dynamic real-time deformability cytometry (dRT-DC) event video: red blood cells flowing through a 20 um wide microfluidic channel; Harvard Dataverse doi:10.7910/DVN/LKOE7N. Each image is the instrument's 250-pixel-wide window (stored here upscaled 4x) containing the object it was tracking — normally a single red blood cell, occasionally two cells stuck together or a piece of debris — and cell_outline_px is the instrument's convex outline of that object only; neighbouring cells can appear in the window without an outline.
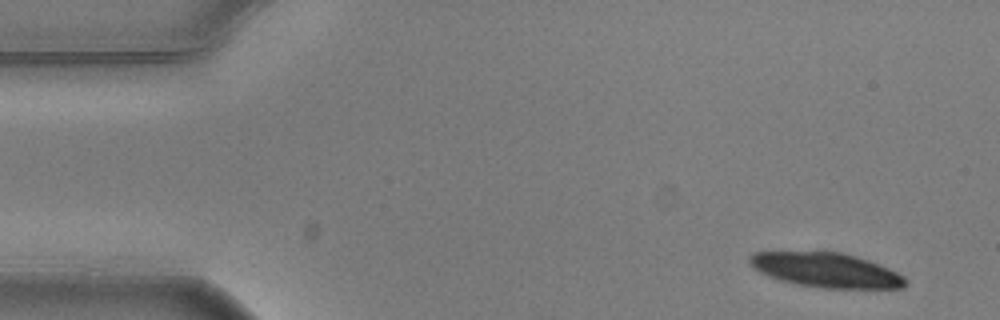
{"species": "common noctule bat (a hibernating species)", "species_latin": "Nyctalus noctula", "temperature_condition": "warm", "stored_images_in_passage": 5, "segment_of_instrument_passage": [2, 2], "camera_frame_rate_fps": 3000, "um_per_image_px": 0.085, "animal": {"sex": "male", "body_mass_g": 20.5, "forearm_length_mm": 52.5}, "frame": {"image": 1, "passage_image": 5, "time_ms": 1.333, "image_size_px": [1000, 320], "cell_outline_px": [[908, 284], [904, 288], [824, 288], [796, 284], [780, 280], [768, 276], [752, 268], [748, 260], [748, 256], [756, 252], [840, 252], [856, 256], [868, 260], [888, 268], [904, 276], [908, 280]], "centroid_in_image_um": [70.22, 22.96], "position_along_channel_um": 14.8, "area_um2": 31.39}}